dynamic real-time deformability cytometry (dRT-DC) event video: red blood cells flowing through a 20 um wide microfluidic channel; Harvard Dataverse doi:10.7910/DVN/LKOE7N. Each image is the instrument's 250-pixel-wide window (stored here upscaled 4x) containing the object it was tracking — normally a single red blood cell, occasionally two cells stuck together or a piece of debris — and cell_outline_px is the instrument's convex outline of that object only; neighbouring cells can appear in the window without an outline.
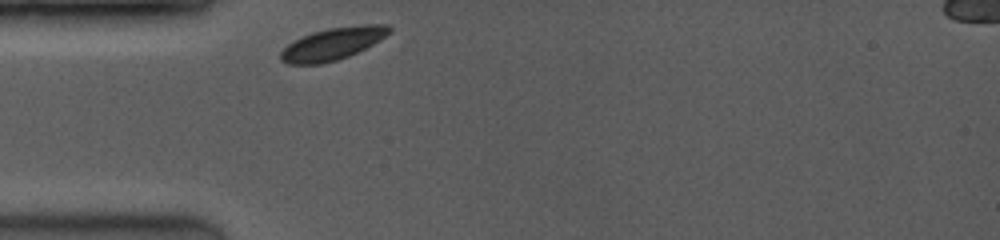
{"species": "common noctule bat (a hibernating species)", "species_latin": "Nyctalus noctula", "temperature_condition": "room temperature", "stored_images_in_passage": 1, "camera_frame_rate_fps": 3500, "um_per_image_px": 0.085, "animal": {"sex": "female", "body_mass_g": 19.0, "forearm_length_mm": 53.3}, "frame": {"image": 1, "passage_image": 1, "time_ms": 0.0, "image_size_px": [1000, 240], "cell_outline_px": [[392, 32], [380, 40], [348, 56], [336, 60], [320, 64], [288, 64], [280, 60], [280, 52], [288, 44], [300, 36], [312, 32], [328, 28], [364, 24], [388, 24], [392, 28]], "centroid_in_image_um": [28.28, 3.7], "position_along_channel_um": 56.7, "area_um2": 20.46}}